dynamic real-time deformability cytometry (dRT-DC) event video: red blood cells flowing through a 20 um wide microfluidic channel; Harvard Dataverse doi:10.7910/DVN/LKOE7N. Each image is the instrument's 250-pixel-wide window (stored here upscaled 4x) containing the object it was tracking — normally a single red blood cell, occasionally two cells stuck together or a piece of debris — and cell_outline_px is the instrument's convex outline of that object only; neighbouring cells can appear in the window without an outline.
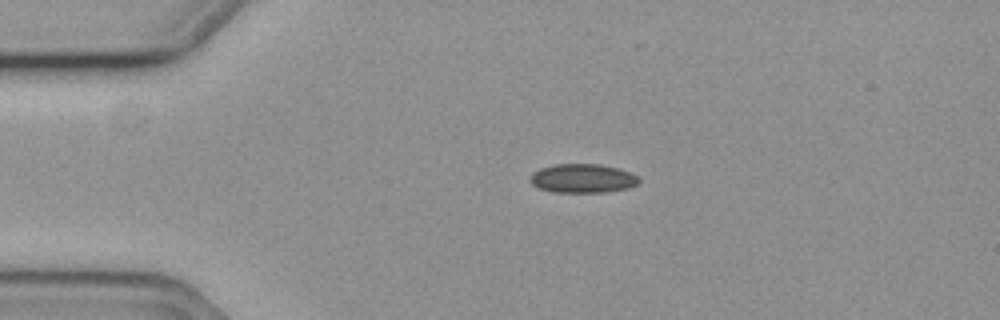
{"species": "common noctule bat (a hibernating species)", "species_latin": "Nyctalus noctula", "temperature_condition": "cold", "stored_images_in_passage": 3, "camera_frame_rate_fps": 3000, "um_per_image_px": 0.085, "animal": {"sex": "female", "body_mass_g": 19.3, "forearm_length_mm": 54.1}, "frame": {"image": 1, "passage_image": 1, "time_ms": 0.0, "image_size_px": [1000, 320], "cell_outline_px": [[640, 180], [636, 184], [628, 188], [604, 192], [552, 192], [540, 188], [532, 184], [528, 180], [540, 168], [552, 164], [600, 164], [620, 168], [632, 172]], "centroid_in_image_um": [49.54, 15.15], "position_along_channel_um": 35.5, "area_um2": 18.32}}